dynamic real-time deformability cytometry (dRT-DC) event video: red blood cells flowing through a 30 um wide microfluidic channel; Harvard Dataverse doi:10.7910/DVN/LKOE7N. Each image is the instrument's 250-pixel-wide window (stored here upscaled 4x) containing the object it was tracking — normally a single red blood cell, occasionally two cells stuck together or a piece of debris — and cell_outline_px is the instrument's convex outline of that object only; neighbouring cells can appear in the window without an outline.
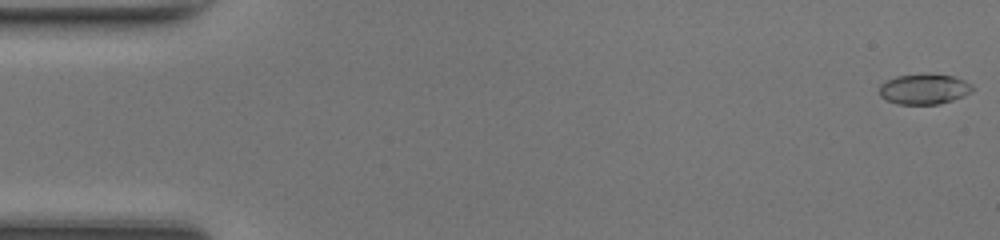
{"species": "common noctule bat (a hibernating species)", "species_latin": "Nyctalus noctula", "temperature_condition": "room temperature", "stored_images_in_passage": 48, "camera_frame_rate_fps": 3000, "um_per_image_px": 0.085, "animal": {"sex": "female", "body_mass_g": 17.0, "forearm_length_mm": 48.0}, "frame": {"image": 1, "passage_image": 1, "time_ms": 0.0, "image_size_px": [1000, 240], "cell_outline_px": [[976, 88], [972, 92], [964, 96], [940, 104], [896, 104], [880, 96], [880, 84], [896, 76], [956, 76], [972, 84]], "centroid_in_image_um": [78.6, 7.61], "position_along_channel_um": 6.4, "area_um2": 16.07}}
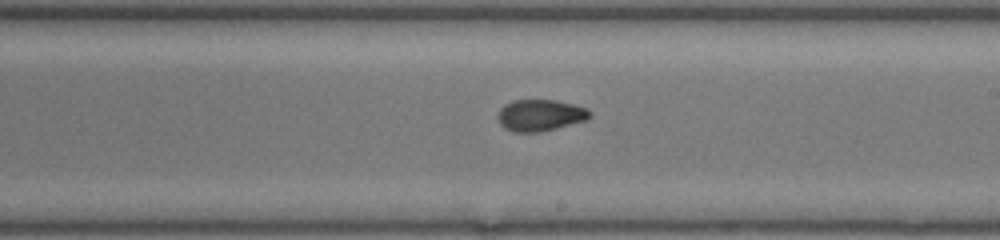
{"frame": {"image": 2, "passage_image": 28, "time_ms": 9.0, "image_size_px": [1000, 240], "cell_outline_px": [[592, 116], [584, 120], [556, 128], [540, 132], [512, 132], [504, 128], [500, 124], [496, 116], [500, 108], [504, 104], [512, 100], [556, 100], [588, 108], [592, 112]], "centroid_in_image_um": [45.88, 9.79], "position_along_channel_um": 243.1, "area_um2": 17.05}}
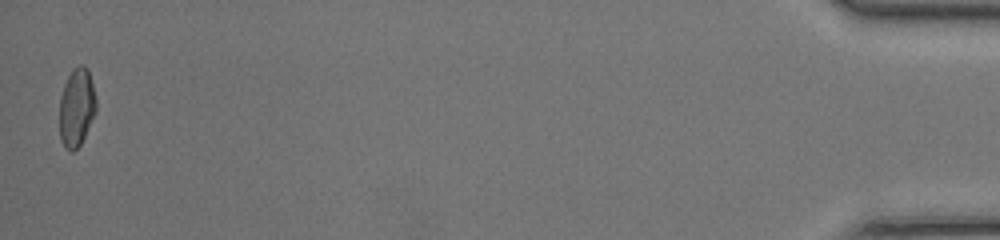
{"frame": {"image": 3, "passage_image": 48, "time_ms": 15.667, "image_size_px": [1000, 240], "cell_outline_px": [[96, 112], [80, 144], [72, 152], [64, 148], [60, 140], [60, 96], [64, 84], [72, 68], [80, 64], [84, 64], [88, 68], [96, 100]], "centroid_in_image_um": [6.5, 9.11], "position_along_channel_um": 428.7, "area_um2": 16.76}, "authors_computed_cell_mechanics": {"area_um2": 16.762, "velocity_mm_per_s": 4.326, "shape_relaxation_time_tau1_ms": 4.8806, "shape_relaxation_time_tau2_ms": 1.3522, "deformation_change_tau1": 0.1635, "deformation_change_tau2": 0.0588}}